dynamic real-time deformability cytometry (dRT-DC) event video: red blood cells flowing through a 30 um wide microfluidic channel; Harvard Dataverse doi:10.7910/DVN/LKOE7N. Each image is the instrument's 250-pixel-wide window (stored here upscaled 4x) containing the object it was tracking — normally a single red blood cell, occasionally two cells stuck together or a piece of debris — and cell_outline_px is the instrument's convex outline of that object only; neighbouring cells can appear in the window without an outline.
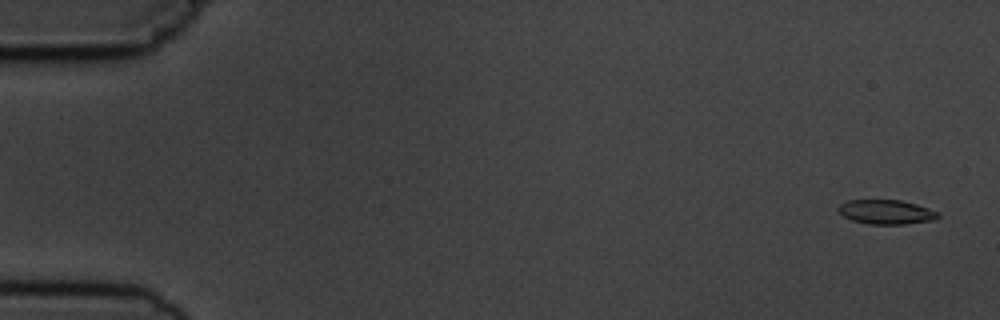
{"species": "common noctule bat (a hibernating species)", "species_latin": "Nyctalus noctula", "temperature_condition": "cold", "stored_images_in_passage": 5, "camera_frame_rate_fps": 3000, "um_per_image_px": 0.085, "animal": {"sex": "male", "body_mass_g": 19.5, "forearm_length_mm": 54.6}, "frame": {"image": 1, "passage_image": 1, "time_ms": 0.0, "image_size_px": [1000, 320], "cell_outline_px": [[940, 216], [936, 220], [904, 224], [868, 224], [852, 220], [844, 216], [836, 208], [840, 204], [848, 200], [900, 200], [916, 204], [940, 212]], "centroid_in_image_um": [75.36, 18.02], "position_along_channel_um": 9.6, "area_um2": 14.22}}
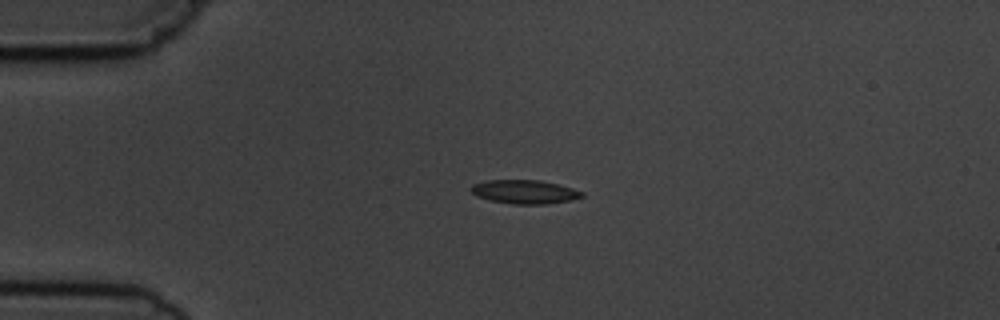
{"frame": {"image": 2, "passage_image": 4, "time_ms": 3.667, "image_size_px": [1000, 320], "cell_outline_px": [[584, 196], [572, 200], [544, 204], [512, 204], [488, 200], [476, 196], [468, 188], [472, 184], [488, 180], [540, 180], [572, 188], [584, 192]], "centroid_in_image_um": [44.56, 16.31], "position_along_channel_um": 40.4, "area_um2": 15.43}}